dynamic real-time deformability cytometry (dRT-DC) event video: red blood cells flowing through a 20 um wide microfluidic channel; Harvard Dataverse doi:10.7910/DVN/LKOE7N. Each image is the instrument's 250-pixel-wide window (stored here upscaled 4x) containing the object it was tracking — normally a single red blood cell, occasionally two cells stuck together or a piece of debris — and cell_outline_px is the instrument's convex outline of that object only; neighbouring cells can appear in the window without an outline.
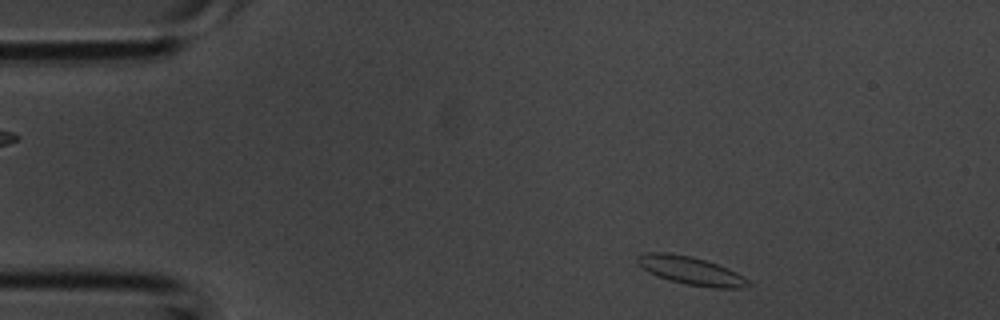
{"species": "common noctule bat (a hibernating species)", "species_latin": "Nyctalus noctula", "temperature_condition": "room temperature", "stored_images_in_passage": 34, "camera_frame_rate_fps": 3000, "um_per_image_px": 0.085, "animal": {"sex": "male", "body_mass_g": 20.1, "forearm_length_mm": 53.5}, "frame": {"image": 1, "passage_image": 1, "time_ms": 0.0, "image_size_px": [1000, 320], "cell_outline_px": [[752, 284], [744, 288], [712, 288], [688, 284], [656, 276], [648, 272], [636, 264], [636, 256], [648, 252], [668, 252], [692, 256], [728, 268], [744, 276]], "centroid_in_image_um": [58.71, 23.0], "position_along_channel_um": 26.3, "area_um2": 18.26}}
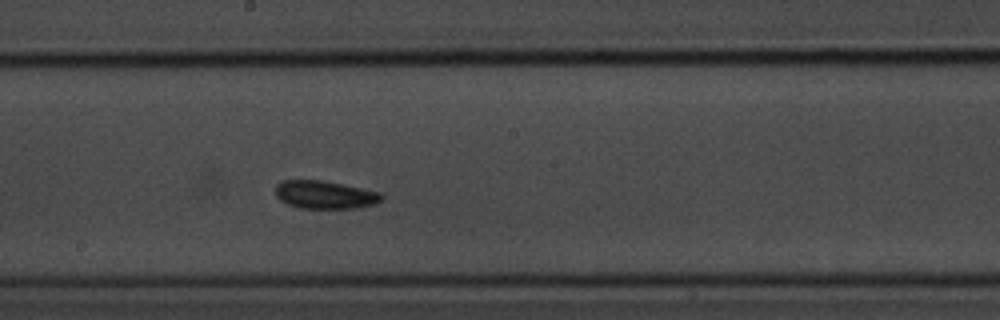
{"frame": {"image": 2, "passage_image": 16, "time_ms": 5.0, "image_size_px": [1000, 320], "cell_outline_px": [[384, 196], [376, 204], [356, 208], [300, 208], [288, 204], [280, 200], [276, 196], [276, 184], [280, 180], [324, 180], [344, 184], [380, 192]], "centroid_in_image_um": [27.61, 16.54], "position_along_channel_um": 220.6, "area_um2": 17.46}}
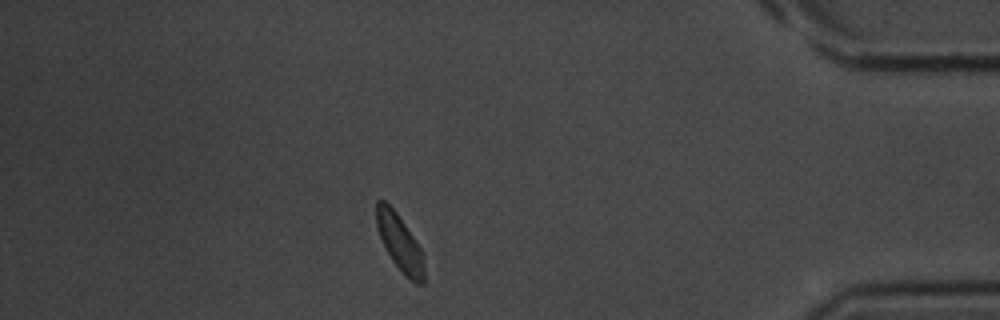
{"frame": {"image": 3, "passage_image": 29, "time_ms": 9.333, "image_size_px": [1000, 320], "cell_outline_px": [[424, 284], [416, 284], [404, 276], [392, 260], [380, 236], [376, 224], [376, 200], [384, 200], [396, 212], [420, 248], [424, 268]], "centroid_in_image_um": [33.97, 20.66], "position_along_channel_um": 401.2, "area_um2": 15.32}}